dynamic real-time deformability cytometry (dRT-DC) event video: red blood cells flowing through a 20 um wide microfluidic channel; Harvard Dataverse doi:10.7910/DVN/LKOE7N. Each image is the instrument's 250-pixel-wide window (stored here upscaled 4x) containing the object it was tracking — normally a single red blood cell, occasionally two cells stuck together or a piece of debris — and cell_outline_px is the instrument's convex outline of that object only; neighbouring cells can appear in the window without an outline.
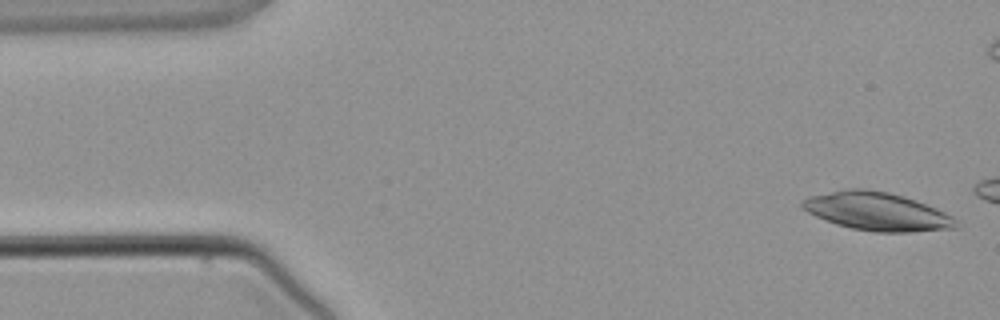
{"species": "common noctule bat (a hibernating species)", "species_latin": "Nyctalus noctula", "temperature_condition": "warm", "stored_images_in_passage": 3, "camera_frame_rate_fps": 3000, "um_per_image_px": 0.085, "animal": {"sex": "male", "body_mass_g": 21.5, "forearm_length_mm": 52.0}, "frame": {"image": 1, "passage_image": 3, "time_ms": 2.333, "image_size_px": [1000, 320], "cell_outline_px": [[956, 228], [912, 232], [876, 232], [852, 228], [836, 224], [824, 220], [808, 212], [800, 204], [800, 200], [808, 196], [848, 188], [860, 188], [888, 192], [904, 196], [916, 200], [936, 208], [952, 216], [956, 220]], "centroid_in_image_um": [74.52, 17.97], "position_along_channel_um": 10.5, "area_um2": 34.16}}